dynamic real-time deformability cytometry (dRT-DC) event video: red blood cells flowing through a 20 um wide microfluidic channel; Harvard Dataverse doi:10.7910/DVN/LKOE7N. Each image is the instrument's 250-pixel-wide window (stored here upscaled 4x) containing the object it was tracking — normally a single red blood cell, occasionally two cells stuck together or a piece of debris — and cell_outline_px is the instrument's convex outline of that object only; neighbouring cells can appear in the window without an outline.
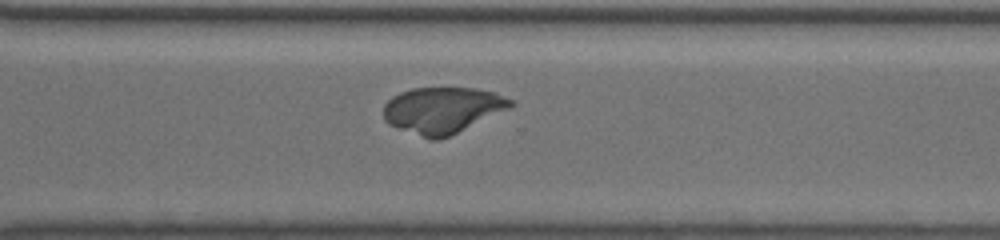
{"species": "common noctule bat (a hibernating species)", "species_latin": "Nyctalus noctula", "temperature_condition": "warm", "stored_images_in_passage": 39, "camera_frame_rate_fps": 3000, "um_per_image_px": 0.085, "animal": {"sex": "female", "body_mass_g": 19.5, "forearm_length_mm": 54.1}, "frame": {"image": 1, "passage_image": 25, "time_ms": 8.0, "image_size_px": [1000, 240], "cell_outline_px": [[516, 104], [512, 108], [448, 136], [436, 140], [432, 140], [396, 128], [388, 124], [384, 120], [384, 104], [392, 96], [400, 92], [412, 88], [476, 88], [496, 92], [516, 100]], "centroid_in_image_um": [37.65, 9.35], "position_along_channel_um": 332.9, "area_um2": 34.56}}
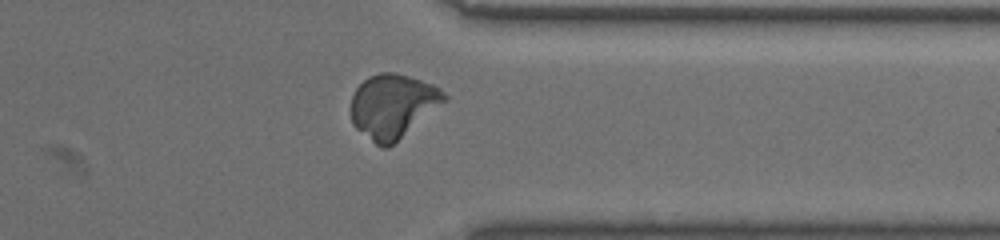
{"frame": {"image": 2, "passage_image": 29, "time_ms": 9.333, "image_size_px": [1000, 240], "cell_outline_px": [[448, 100], [388, 148], [384, 148], [376, 144], [356, 128], [352, 124], [352, 96], [356, 88], [368, 76], [380, 72], [392, 72], [408, 76], [432, 84], [440, 88], [448, 96]], "centroid_in_image_um": [33.4, 9.0], "position_along_channel_um": 378.0, "area_um2": 34.62}}
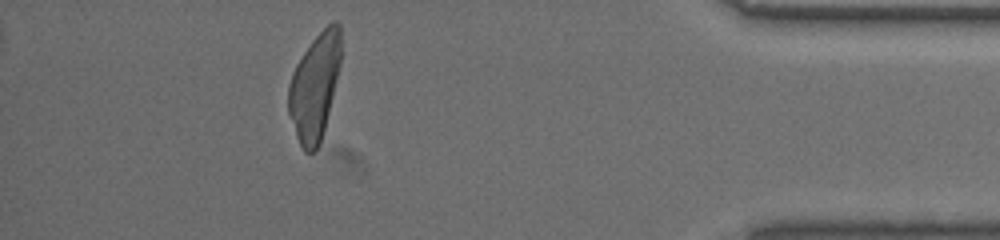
{"frame": {"image": 3, "passage_image": 34, "time_ms": 11.0, "image_size_px": [1000, 240], "cell_outline_px": [[340, 64], [324, 128], [320, 140], [316, 148], [312, 152], [304, 152], [296, 136], [288, 112], [288, 84], [292, 72], [296, 64], [312, 40], [332, 20], [336, 20], [340, 24]], "centroid_in_image_um": [26.72, 7.33], "position_along_channel_um": 408.5, "area_um2": 31.96}}